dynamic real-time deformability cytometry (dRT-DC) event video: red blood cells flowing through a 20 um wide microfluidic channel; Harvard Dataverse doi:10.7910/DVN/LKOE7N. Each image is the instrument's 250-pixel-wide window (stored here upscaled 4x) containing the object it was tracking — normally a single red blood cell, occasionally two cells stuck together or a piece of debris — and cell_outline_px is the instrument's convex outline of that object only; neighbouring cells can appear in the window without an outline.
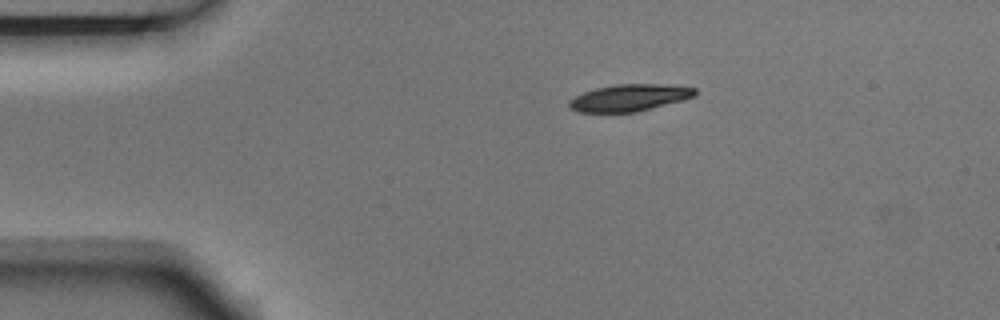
{"species": "Egyptian fruit bat (a non-hibernating species)", "species_latin": "Rousettus aegyptiacus", "temperature_condition": "room temperature", "stored_images_in_passage": 3, "camera_frame_rate_fps": 3000, "um_per_image_px": 0.085, "animal": {"sex": "male"}, "frame": {"image": 1, "passage_image": 1, "time_ms": 0.0, "image_size_px": [1000, 320], "cell_outline_px": [[696, 96], [684, 100], [636, 112], [580, 112], [572, 108], [568, 104], [568, 100], [584, 92], [596, 88], [616, 84], [668, 84], [696, 88]], "centroid_in_image_um": [53.54, 8.3], "position_along_channel_um": 31.5, "area_um2": 19.71}}
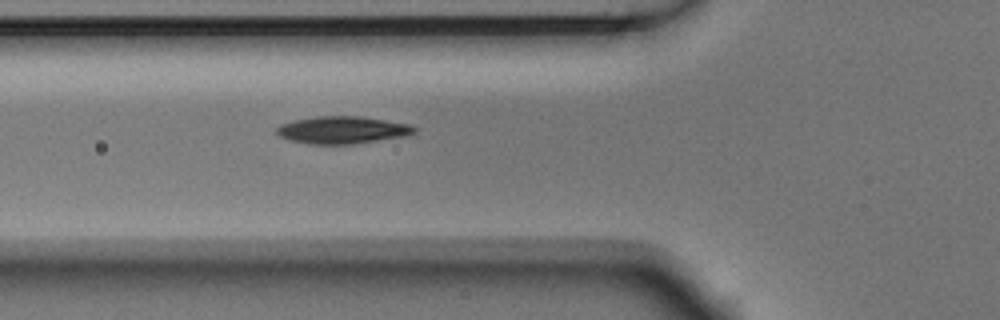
{"frame": {"image": 2, "passage_image": 3, "time_ms": 0.667, "image_size_px": [1000, 320], "cell_outline_px": [[416, 132], [408, 136], [352, 144], [308, 144], [292, 140], [280, 136], [276, 132], [276, 128], [280, 124], [292, 120], [316, 116], [360, 116], [412, 124], [416, 128]], "centroid_in_image_um": [29.14, 11.04], "position_along_channel_um": 96.7, "area_um2": 22.14}}